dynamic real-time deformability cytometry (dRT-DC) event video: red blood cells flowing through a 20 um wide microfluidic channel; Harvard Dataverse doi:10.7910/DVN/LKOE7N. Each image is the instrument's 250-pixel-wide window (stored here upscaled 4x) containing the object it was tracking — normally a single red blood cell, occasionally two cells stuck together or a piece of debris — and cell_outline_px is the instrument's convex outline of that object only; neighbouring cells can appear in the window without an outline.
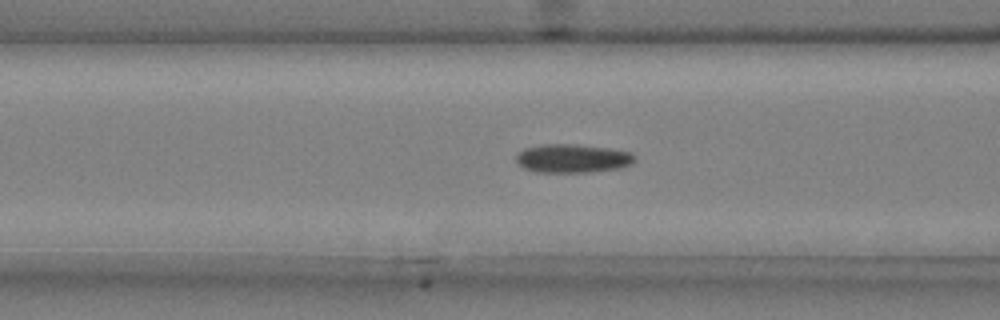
{"species": "common noctule bat (a hibernating species)", "species_latin": "Nyctalus noctula", "temperature_condition": "cold", "stored_images_in_passage": 52, "camera_frame_rate_fps": 3000, "um_per_image_px": 0.085, "animal": {"sex": "male", "body_mass_g": 20.4}, "frame": {"image": 1, "passage_image": 21, "time_ms": 6.667, "image_size_px": [1000, 320], "cell_outline_px": [[636, 160], [632, 164], [620, 168], [588, 172], [536, 172], [524, 168], [516, 160], [516, 152], [524, 148], [544, 144], [576, 144], [608, 148], [628, 152]], "centroid_in_image_um": [48.62, 13.46], "position_along_channel_um": 118.0, "area_um2": 19.71}}
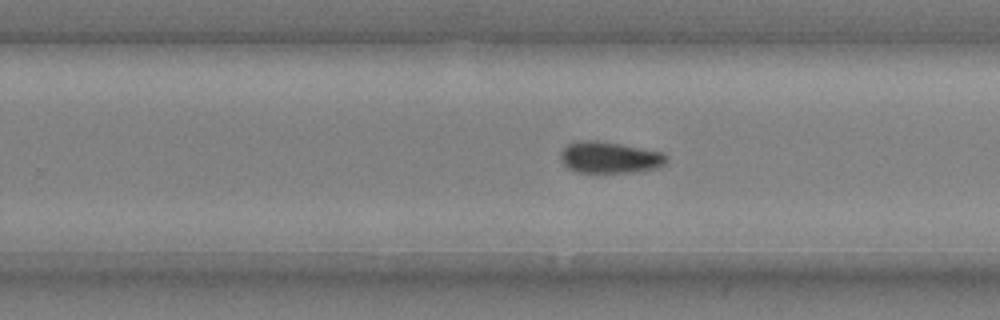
{"frame": {"image": 2, "passage_image": 34, "time_ms": 11.0, "image_size_px": [1000, 320], "cell_outline_px": [[668, 160], [664, 164], [656, 168], [636, 172], [576, 172], [568, 168], [564, 164], [560, 156], [560, 152], [568, 144], [580, 140], [596, 140], [620, 144], [664, 152], [668, 156]], "centroid_in_image_um": [51.84, 13.38], "position_along_channel_um": 278.0, "area_um2": 19.48}}
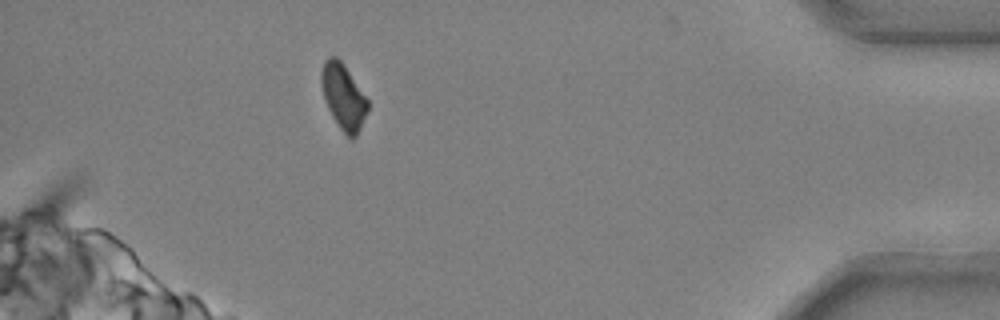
{"frame": {"image": 3, "passage_image": 48, "time_ms": 15.667, "image_size_px": [1000, 320], "cell_outline_px": [[368, 108], [360, 128], [356, 136], [352, 140], [348, 140], [332, 116], [324, 100], [320, 80], [320, 72], [324, 60], [328, 56], [336, 56], [344, 64], [368, 100]], "centroid_in_image_um": [29.16, 8.21], "position_along_channel_um": 406.0, "area_um2": 17.8}}